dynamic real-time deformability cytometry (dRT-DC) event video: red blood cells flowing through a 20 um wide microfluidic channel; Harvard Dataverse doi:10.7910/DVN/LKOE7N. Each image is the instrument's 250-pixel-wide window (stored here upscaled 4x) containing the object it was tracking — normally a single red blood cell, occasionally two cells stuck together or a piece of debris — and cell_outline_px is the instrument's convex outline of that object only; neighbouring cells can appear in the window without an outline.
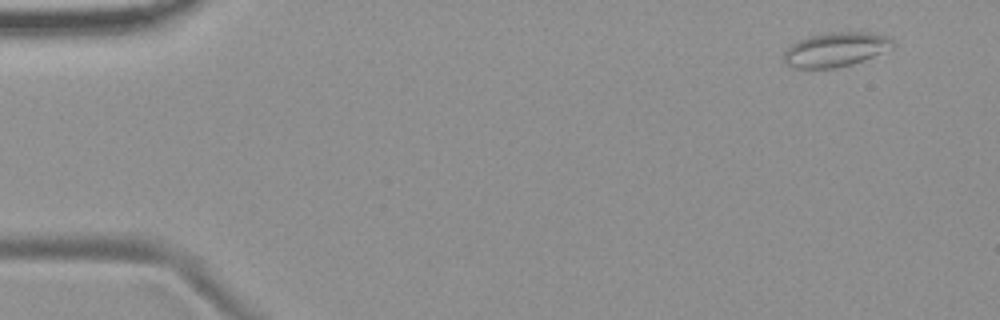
{"species": "common noctule bat (a hibernating species)", "species_latin": "Nyctalus noctula", "temperature_condition": "room temperature", "stored_images_in_passage": 7, "camera_frame_rate_fps": 3000, "um_per_image_px": 0.085, "animal": {"sex": "female", "body_mass_g": 19.9}, "frame": {"image": 1, "passage_image": 1, "time_ms": 0.0, "image_size_px": [1000, 320], "cell_outline_px": [[896, 44], [892, 48], [852, 64], [836, 68], [796, 68], [784, 64], [784, 52], [792, 44], [800, 40], [812, 36], [828, 32], [868, 32], [888, 36]], "centroid_in_image_um": [71.04, 4.21], "position_along_channel_um": 14.0, "area_um2": 21.62}}
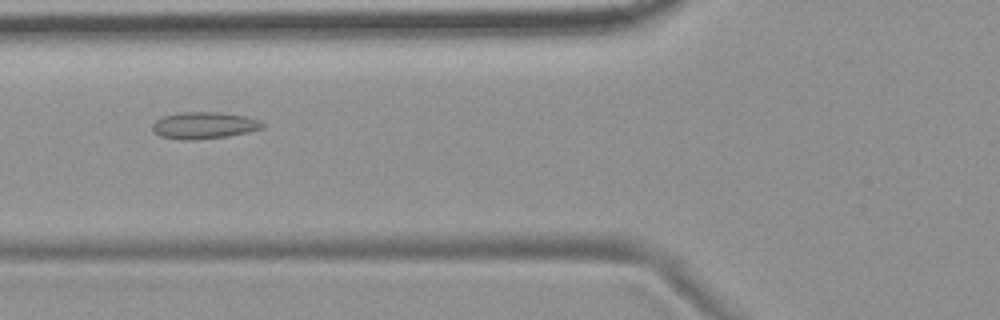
{"frame": {"image": 2, "passage_image": 6, "time_ms": 5.667, "image_size_px": [1000, 320], "cell_outline_px": [[264, 128], [248, 132], [228, 136], [192, 140], [184, 140], [160, 136], [152, 128], [152, 124], [156, 120], [164, 116], [180, 112], [220, 112], [244, 116], [260, 120], [264, 124]], "centroid_in_image_um": [17.36, 10.65], "position_along_channel_um": 108.4, "area_um2": 17.11}}
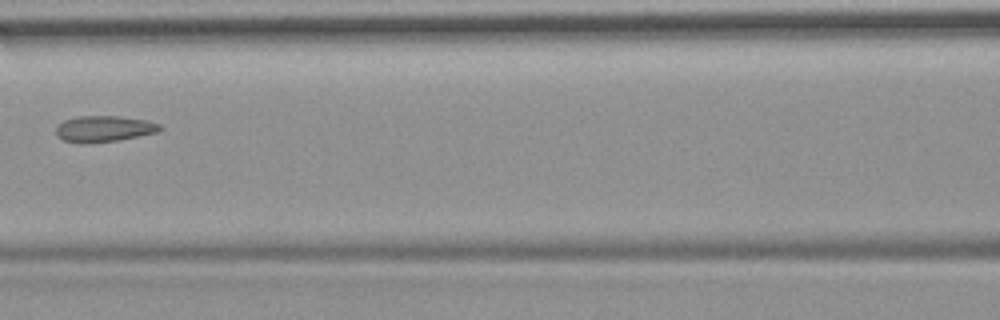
{"frame": {"image": 3, "passage_image": 7, "time_ms": 7.0, "image_size_px": [1000, 320], "cell_outline_px": [[164, 128], [160, 132], [120, 140], [84, 144], [76, 144], [64, 140], [56, 136], [56, 128], [64, 120], [76, 116], [120, 116], [148, 120], [160, 124]], "centroid_in_image_um": [8.87, 10.96], "position_along_channel_um": 157.7, "area_um2": 16.24}}